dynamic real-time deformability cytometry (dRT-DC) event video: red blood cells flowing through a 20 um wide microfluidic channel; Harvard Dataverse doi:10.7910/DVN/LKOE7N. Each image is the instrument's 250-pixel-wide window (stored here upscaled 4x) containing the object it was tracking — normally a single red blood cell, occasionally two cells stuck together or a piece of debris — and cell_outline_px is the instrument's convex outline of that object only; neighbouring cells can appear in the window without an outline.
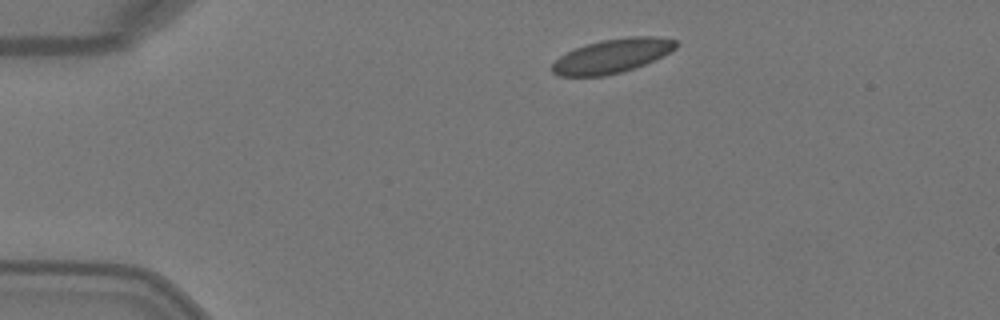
{"species": "Egyptian fruit bat (a non-hibernating species)", "species_latin": "Rousettus aegyptiacus", "temperature_condition": "warm", "stored_images_in_passage": 3, "camera_frame_rate_fps": 3000, "um_per_image_px": 0.085, "animal": {"sex": "female"}, "frame": {"image": 1, "passage_image": 1, "time_ms": 0.0, "image_size_px": [1000, 320], "cell_outline_px": [[680, 44], [676, 48], [644, 64], [620, 72], [604, 76], [560, 76], [552, 72], [552, 64], [560, 56], [576, 48], [600, 40], [628, 36], [656, 36], [676, 40]], "centroid_in_image_um": [52.03, 4.74], "position_along_channel_um": 33.0, "area_um2": 24.28}}